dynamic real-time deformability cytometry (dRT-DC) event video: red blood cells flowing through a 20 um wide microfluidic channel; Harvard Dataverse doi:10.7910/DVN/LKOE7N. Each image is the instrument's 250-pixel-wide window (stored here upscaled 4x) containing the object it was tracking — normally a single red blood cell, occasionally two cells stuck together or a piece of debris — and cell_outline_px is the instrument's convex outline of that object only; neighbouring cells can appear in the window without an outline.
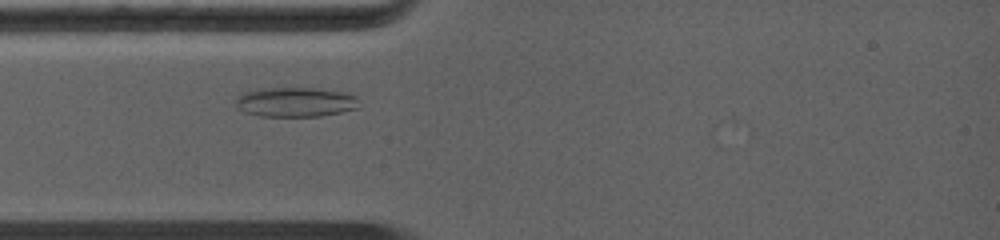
{"species": "common noctule bat (a hibernating species)", "species_latin": "Nyctalus noctula", "temperature_condition": "warm", "stored_images_in_passage": 56, "camera_frame_rate_fps": 5000, "um_per_image_px": 0.085, "animal": {"sex": "female", "body_mass_g": 19.0, "forearm_length_mm": 56.7}, "frame": {"image": 1, "passage_image": 12, "time_ms": 2.2, "image_size_px": [1000, 240], "cell_outline_px": [[360, 108], [320, 116], [264, 116], [244, 112], [236, 104], [236, 96], [244, 92], [260, 88], [312, 88], [344, 92], [356, 96]], "centroid_in_image_um": [25.12, 8.67], "position_along_channel_um": 59.9, "area_um2": 21.21}}
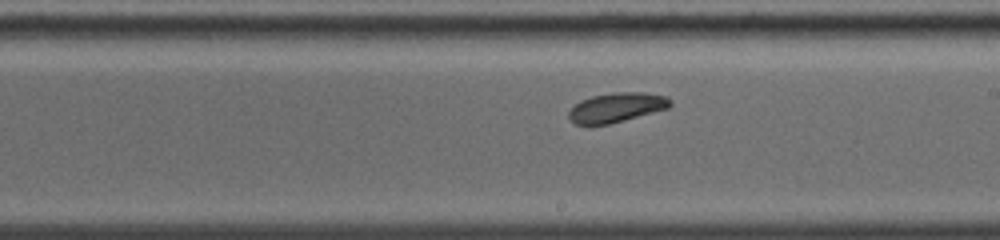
{"frame": {"image": 2, "passage_image": 32, "time_ms": 6.2, "image_size_px": [1000, 240], "cell_outline_px": [[672, 104], [668, 108], [624, 120], [608, 124], [576, 124], [568, 116], [568, 112], [580, 100], [592, 96], [612, 92], [644, 92], [668, 96], [672, 100]], "centroid_in_image_um": [52.44, 9.11], "position_along_channel_um": 236.6, "area_um2": 17.34}}
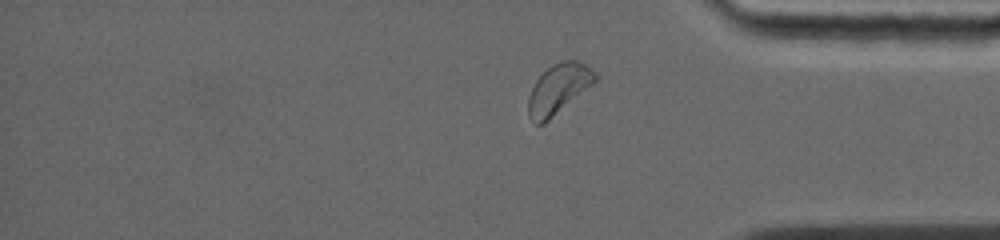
{"frame": {"image": 3, "passage_image": 50, "time_ms": 9.8, "image_size_px": [1000, 240], "cell_outline_px": [[596, 80], [592, 84], [544, 124], [536, 124], [528, 116], [528, 96], [536, 80], [552, 64], [560, 60], [576, 60], [584, 64], [596, 72]], "centroid_in_image_um": [47.44, 7.55], "position_along_channel_um": 387.8, "area_um2": 19.13}}